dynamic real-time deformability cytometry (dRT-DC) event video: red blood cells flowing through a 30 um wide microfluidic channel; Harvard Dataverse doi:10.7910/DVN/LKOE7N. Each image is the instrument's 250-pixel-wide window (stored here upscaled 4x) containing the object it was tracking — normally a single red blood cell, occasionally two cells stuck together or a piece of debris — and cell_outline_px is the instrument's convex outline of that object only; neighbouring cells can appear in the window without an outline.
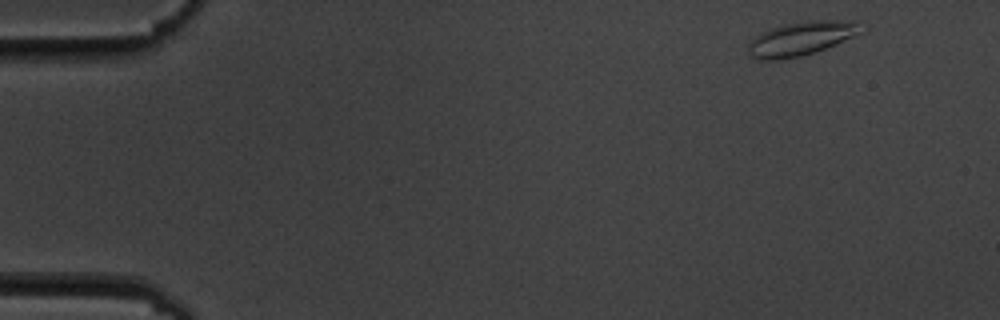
{"species": "common noctule bat (a hibernating species)", "species_latin": "Nyctalus noctula", "temperature_condition": "cold", "stored_images_in_passage": 5, "camera_frame_rate_fps": 3000, "um_per_image_px": 0.085, "animal": {"sex": "male", "body_mass_g": 19.5, "forearm_length_mm": 54.6}, "frame": {"image": 1, "passage_image": 1, "time_ms": 0.0, "image_size_px": [1000, 320], "cell_outline_px": [[868, 28], [864, 32], [856, 36], [824, 48], [800, 56], [776, 60], [756, 60], [748, 56], [748, 44], [760, 32], [780, 24], [804, 20], [852, 20], [868, 24]], "centroid_in_image_um": [68.16, 3.24], "position_along_channel_um": 16.8, "area_um2": 23.0}}